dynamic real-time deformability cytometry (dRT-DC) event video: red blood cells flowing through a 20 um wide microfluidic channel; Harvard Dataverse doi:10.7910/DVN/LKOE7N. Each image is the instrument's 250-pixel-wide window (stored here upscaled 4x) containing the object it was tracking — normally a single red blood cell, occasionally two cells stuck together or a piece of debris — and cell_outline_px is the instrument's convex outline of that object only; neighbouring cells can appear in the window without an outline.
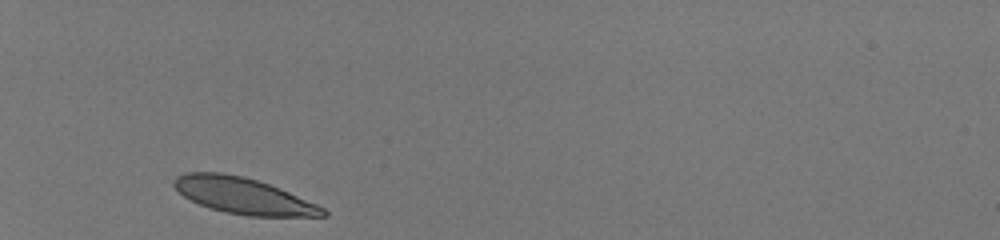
{"species": "human", "species_latin": "Homo sapiens", "temperature_condition": "room temperature", "stored_images_in_passage": 29, "camera_frame_rate_fps": 3000, "um_per_image_px": 0.085, "donor": {"sex": "male"}, "frame": {"image": 1, "passage_image": 1, "time_ms": 0.0, "image_size_px": [1000, 240], "cell_outline_px": [[328, 216], [248, 216], [224, 212], [200, 204], [184, 196], [172, 184], [172, 180], [176, 176], [188, 172], [224, 172], [244, 176], [280, 188], [316, 204], [324, 208], [328, 212]], "centroid_in_image_um": [20.67, 16.63], "position_along_channel_um": 64.3, "area_um2": 31.21}}
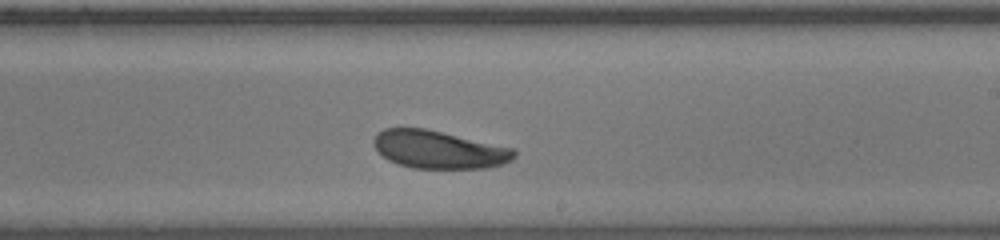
{"frame": {"image": 2, "passage_image": 17, "time_ms": 5.333, "image_size_px": [1000, 240], "cell_outline_px": [[516, 156], [512, 160], [504, 164], [488, 168], [412, 168], [396, 164], [388, 160], [372, 144], [372, 140], [384, 128], [424, 128], [516, 148]], "centroid_in_image_um": [37.34, 12.72], "position_along_channel_um": 251.7, "area_um2": 31.15}}
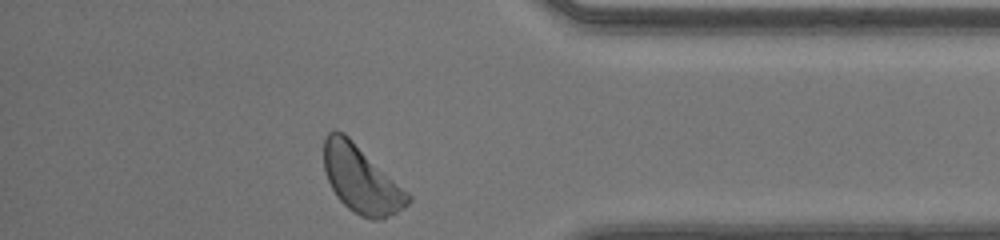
{"frame": {"image": 3, "passage_image": 29, "time_ms": 9.333, "image_size_px": [1000, 240], "cell_outline_px": [[412, 200], [404, 208], [384, 220], [372, 220], [360, 216], [348, 208], [336, 196], [328, 180], [324, 168], [324, 136], [328, 132], [336, 128], [344, 132], [408, 192], [412, 196]], "centroid_in_image_um": [30.7, 15.25], "position_along_channel_um": 404.5, "area_um2": 33.06}, "authors_computed_cell_mechanics": {"area_um2": 31.6166, "velocity_mm_per_s": 4.0574, "shape_relaxation_time_tau1_ms": 3.1263, "shape_relaxation_time_tau2_ms": null, "deformation_change_tau1": 0.09, "deformation_change_tau2": null}}